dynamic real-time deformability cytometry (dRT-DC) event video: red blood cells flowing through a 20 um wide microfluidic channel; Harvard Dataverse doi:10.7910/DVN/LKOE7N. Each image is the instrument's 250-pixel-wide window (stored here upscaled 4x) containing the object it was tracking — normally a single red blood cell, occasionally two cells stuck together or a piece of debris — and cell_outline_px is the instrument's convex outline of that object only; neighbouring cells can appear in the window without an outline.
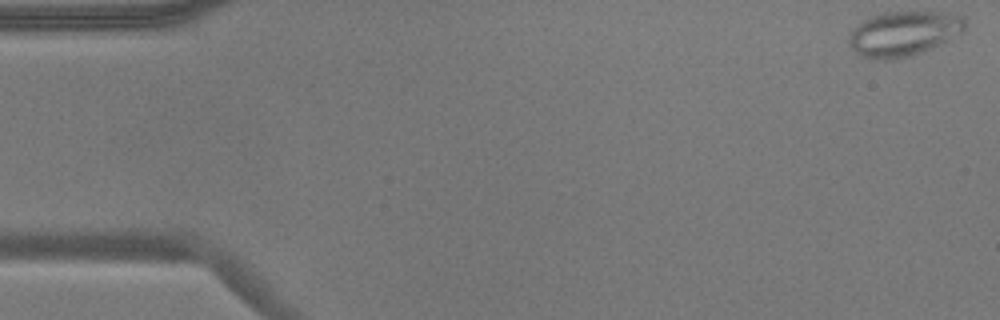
{"species": "common noctule bat (a hibernating species)", "species_latin": "Nyctalus noctula", "temperature_condition": "warm", "stored_images_in_passage": 54, "camera_frame_rate_fps": 3000, "um_per_image_px": 0.085, "animal": {"sex": "male", "body_mass_g": 17.9}, "frame": {"image": 1, "passage_image": 1, "time_ms": 0.0, "image_size_px": [1000, 320], "cell_outline_px": [[964, 28], [960, 32], [948, 40], [924, 52], [912, 56], [896, 60], [880, 60], [860, 56], [852, 48], [848, 40], [852, 28], [860, 20], [884, 12], [948, 12], [964, 16]], "centroid_in_image_um": [76.77, 2.86], "position_along_channel_um": 8.2, "area_um2": 30.63}}
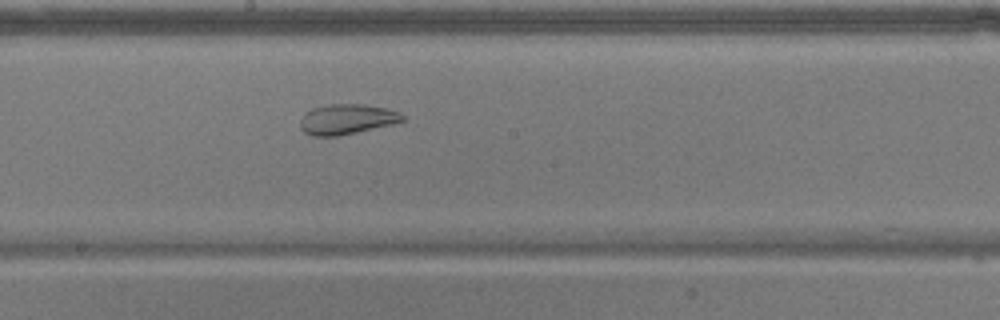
{"frame": {"image": 2, "passage_image": 29, "time_ms": 9.333, "image_size_px": [1000, 320], "cell_outline_px": [[404, 120], [392, 124], [340, 136], [312, 136], [304, 132], [300, 128], [300, 120], [304, 112], [312, 108], [328, 104], [364, 104], [384, 108], [400, 112], [404, 116]], "centroid_in_image_um": [29.44, 10.13], "position_along_channel_um": 218.8, "area_um2": 18.09}}
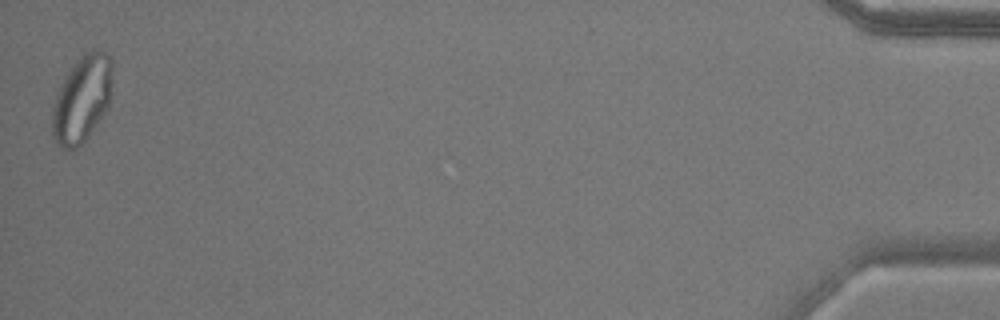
{"frame": {"image": 3, "passage_image": 54, "time_ms": 17.667, "image_size_px": [1000, 320], "cell_outline_px": [[112, 92], [108, 108], [88, 136], [76, 148], [64, 148], [52, 136], [52, 108], [56, 96], [68, 72], [76, 60], [84, 52], [92, 48], [100, 48], [108, 52], [112, 60]], "centroid_in_image_um": [7.02, 8.33], "position_along_channel_um": 428.2, "area_um2": 30.52}, "authors_computed_cell_mechanics": {"area_um2": 26.5013, "velocity_mm_per_s": 3.6585, "shape_relaxation_time_tau1_ms": null, "shape_relaxation_time_tau2_ms": 1.2839, "deformation_change_tau1": null, "deformation_change_tau2": 0.0798}}